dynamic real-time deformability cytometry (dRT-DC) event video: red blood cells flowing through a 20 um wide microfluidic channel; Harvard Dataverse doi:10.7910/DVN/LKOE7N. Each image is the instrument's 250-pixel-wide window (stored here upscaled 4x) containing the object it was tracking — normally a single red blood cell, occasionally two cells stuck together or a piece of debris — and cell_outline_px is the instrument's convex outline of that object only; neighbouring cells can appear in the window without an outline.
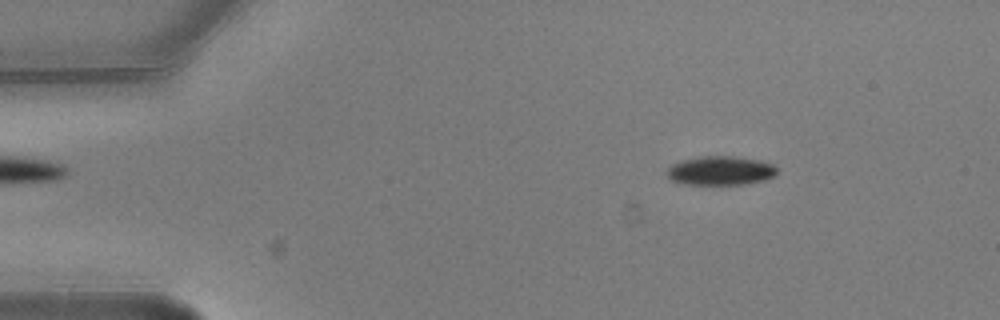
{"species": "common noctule bat (a hibernating species)", "species_latin": "Nyctalus noctula", "temperature_condition": "warm", "stored_images_in_passage": 3, "camera_frame_rate_fps": 3000, "um_per_image_px": 0.085, "animal": {"sex": "male", "body_mass_g": 20.5, "forearm_length_mm": 52.5}, "frame": {"image": 1, "passage_image": 1, "time_ms": 0.0, "image_size_px": [1000, 320], "cell_outline_px": [[776, 176], [764, 180], [744, 184], [684, 184], [672, 180], [668, 176], [668, 168], [672, 164], [680, 160], [696, 156], [736, 156], [760, 160], [772, 164], [776, 168]], "centroid_in_image_um": [61.24, 14.49], "position_along_channel_um": 23.8, "area_um2": 18.67}}